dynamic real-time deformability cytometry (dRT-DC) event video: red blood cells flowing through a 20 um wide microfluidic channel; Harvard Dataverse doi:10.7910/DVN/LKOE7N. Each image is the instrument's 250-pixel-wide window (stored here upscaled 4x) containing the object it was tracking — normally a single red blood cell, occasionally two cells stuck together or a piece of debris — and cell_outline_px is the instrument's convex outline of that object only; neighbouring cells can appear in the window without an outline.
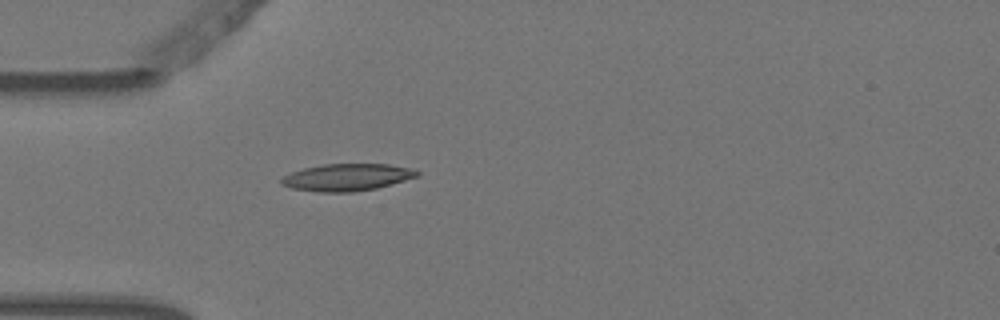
{"species": "Egyptian fruit bat (a non-hibernating species)", "species_latin": "Rousettus aegyptiacus", "temperature_condition": "warm", "stored_images_in_passage": 2, "camera_frame_rate_fps": 3000, "um_per_image_px": 0.085, "animal": {"sex": "female"}, "frame": {"image": 1, "passage_image": 2, "time_ms": 0.333, "image_size_px": [1000, 320], "cell_outline_px": [[420, 176], [392, 184], [376, 188], [352, 192], [316, 192], [292, 188], [280, 184], [280, 180], [284, 176], [292, 172], [304, 168], [324, 164], [388, 164], [412, 168], [420, 172]], "centroid_in_image_um": [29.52, 15.07], "position_along_channel_um": 55.5, "area_um2": 21.5}}